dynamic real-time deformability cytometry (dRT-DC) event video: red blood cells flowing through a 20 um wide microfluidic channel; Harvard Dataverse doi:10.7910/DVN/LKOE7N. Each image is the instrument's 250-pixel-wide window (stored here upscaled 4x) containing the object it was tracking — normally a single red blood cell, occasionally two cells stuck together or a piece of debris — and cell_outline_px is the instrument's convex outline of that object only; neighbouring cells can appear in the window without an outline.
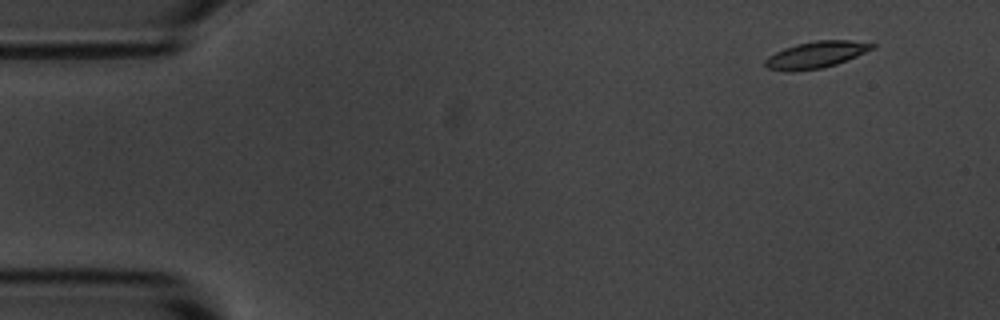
{"species": "common noctule bat (a hibernating species)", "species_latin": "Nyctalus noctula", "temperature_condition": "room temperature", "stored_images_in_passage": 5, "camera_frame_rate_fps": 3000, "um_per_image_px": 0.085, "animal": {"sex": "male", "body_mass_g": 20.1, "forearm_length_mm": 53.5}, "frame": {"image": 1, "passage_image": 2, "time_ms": 1.333, "image_size_px": [1000, 320], "cell_outline_px": [[876, 48], [836, 64], [820, 68], [792, 72], [784, 72], [768, 68], [764, 64], [764, 60], [768, 56], [784, 48], [796, 44], [816, 40], [848, 40], [876, 44]], "centroid_in_image_um": [69.33, 4.66], "position_along_channel_um": 15.7, "area_um2": 16.65}}
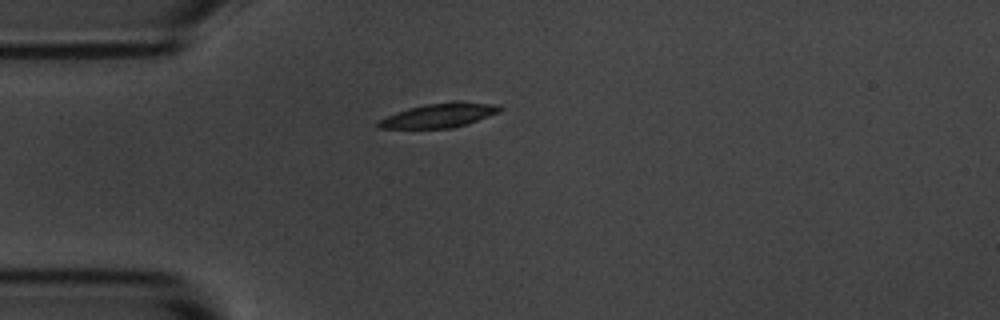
{"frame": {"image": 2, "passage_image": 5, "time_ms": 4.667, "image_size_px": [1000, 320], "cell_outline_px": [[504, 108], [500, 112], [452, 128], [376, 128], [376, 120], [396, 112], [408, 108], [428, 104], [500, 104]], "centroid_in_image_um": [37.22, 9.85], "position_along_channel_um": 47.8, "area_um2": 16.3}}